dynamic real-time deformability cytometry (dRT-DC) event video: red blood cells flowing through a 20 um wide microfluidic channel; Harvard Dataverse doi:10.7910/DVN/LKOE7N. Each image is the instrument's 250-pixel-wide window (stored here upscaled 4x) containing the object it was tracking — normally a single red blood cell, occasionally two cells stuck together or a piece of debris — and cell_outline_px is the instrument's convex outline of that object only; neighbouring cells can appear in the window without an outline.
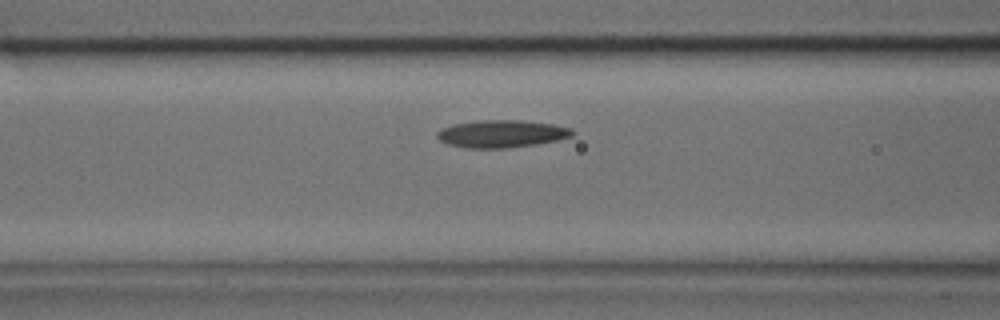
{"species": "common noctule bat (a hibernating species)", "species_latin": "Nyctalus noctula", "temperature_condition": "cold", "stored_images_in_passage": 32, "camera_frame_rate_fps": 3000, "um_per_image_px": 0.085, "animal": {"sex": "male", "body_mass_g": 17.9, "forearm_length_mm": 54.2}, "frame": {"image": 1, "passage_image": 10, "time_ms": 3.0, "image_size_px": [1000, 320], "cell_outline_px": [[576, 132], [572, 136], [556, 140], [536, 144], [508, 148], [464, 148], [448, 144], [440, 140], [436, 136], [436, 132], [440, 128], [452, 124], [476, 120], [520, 120], [552, 124], [572, 128]], "centroid_in_image_um": [42.61, 11.36], "position_along_channel_um": 124.0, "area_um2": 21.85}}
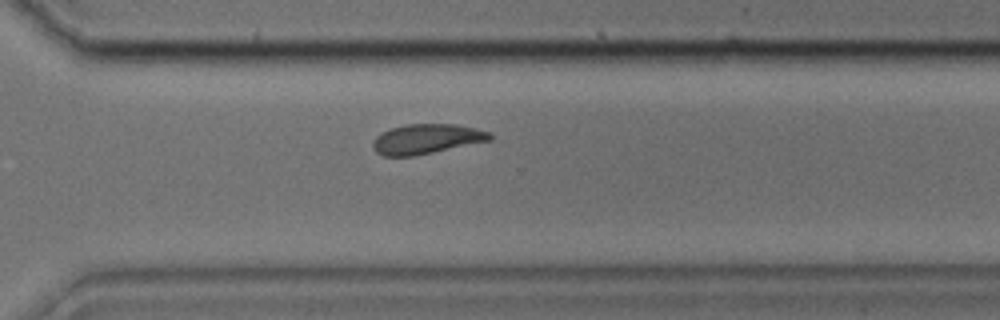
{"frame": {"image": 2, "passage_image": 24, "time_ms": 7.667, "image_size_px": [1000, 320], "cell_outline_px": [[492, 140], [412, 156], [380, 156], [372, 148], [372, 144], [376, 136], [380, 132], [388, 128], [404, 124], [456, 124], [492, 132]], "centroid_in_image_um": [36.21, 11.8], "position_along_channel_um": 334.4, "area_um2": 20.52}}
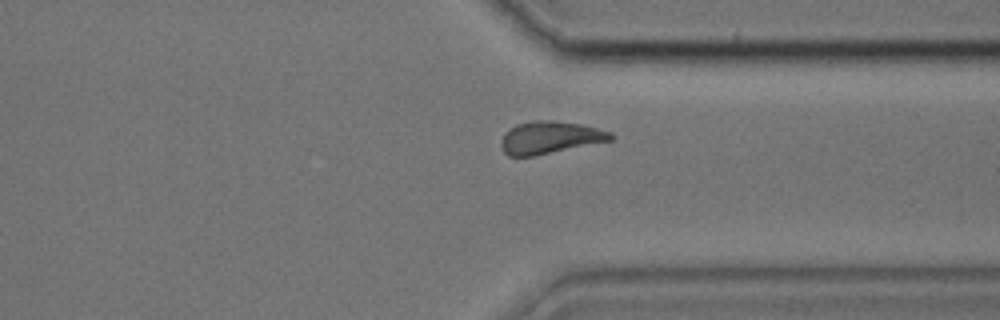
{"frame": {"image": 3, "passage_image": 26, "time_ms": 8.333, "image_size_px": [1000, 320], "cell_outline_px": [[616, 136], [612, 140], [532, 156], [508, 156], [504, 152], [500, 144], [504, 132], [508, 128], [516, 124], [536, 120], [556, 120], [580, 124], [612, 132]], "centroid_in_image_um": [46.72, 11.67], "position_along_channel_um": 364.7, "area_um2": 20.69}}